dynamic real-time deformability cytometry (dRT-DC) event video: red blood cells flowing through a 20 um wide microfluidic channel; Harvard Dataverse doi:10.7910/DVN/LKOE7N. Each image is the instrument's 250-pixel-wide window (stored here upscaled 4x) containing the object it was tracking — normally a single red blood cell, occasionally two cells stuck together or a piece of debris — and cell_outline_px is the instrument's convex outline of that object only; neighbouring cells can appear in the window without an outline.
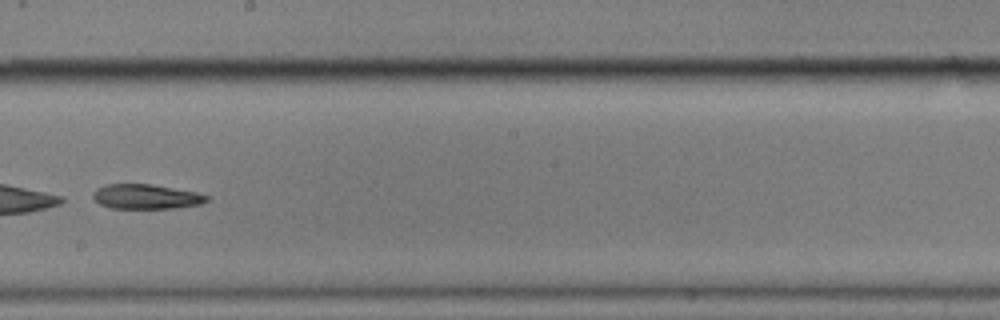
{"species": "common noctule bat (a hibernating species)", "species_latin": "Nyctalus noctula", "temperature_condition": "cold", "stored_images_in_passage": 9, "camera_frame_rate_fps": 3000, "um_per_image_px": 0.085, "animal": {"sex": "male", "body_mass_g": 17.9}, "frame": {"image": 1, "passage_image": 9, "time_ms": 9.667, "image_size_px": [1000, 320], "cell_outline_px": [[208, 200], [200, 204], [176, 208], [112, 208], [100, 204], [92, 196], [92, 192], [96, 188], [104, 184], [152, 184], [196, 192], [208, 196]], "centroid_in_image_um": [12.39, 16.7], "position_along_channel_um": 235.8, "area_um2": 16.36}}